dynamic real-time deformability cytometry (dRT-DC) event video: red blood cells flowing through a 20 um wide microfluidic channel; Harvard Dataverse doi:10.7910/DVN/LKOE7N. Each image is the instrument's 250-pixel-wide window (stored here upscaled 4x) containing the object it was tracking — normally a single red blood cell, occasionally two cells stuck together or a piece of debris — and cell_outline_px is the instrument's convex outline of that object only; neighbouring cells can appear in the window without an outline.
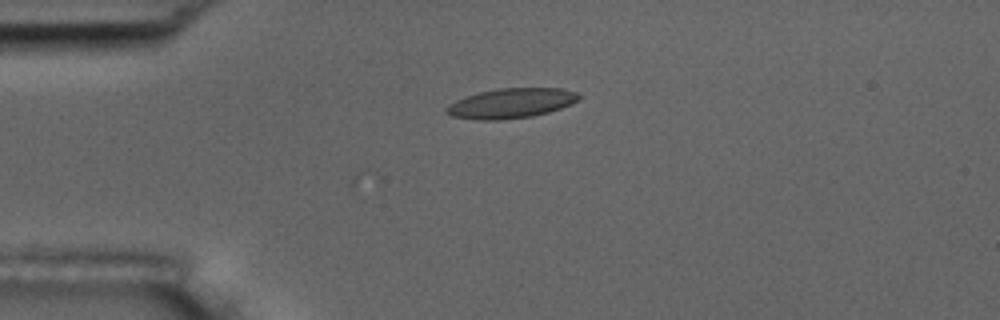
{"species": "common noctule bat (a hibernating species)", "species_latin": "Nyctalus noctula", "temperature_condition": "room temperature", "stored_images_in_passage": 8, "camera_frame_rate_fps": 3000, "um_per_image_px": 0.085, "animal": {"sex": "male", "body_mass_g": 17.5, "forearm_length_mm": 52.3}, "frame": {"image": 1, "passage_image": 4, "time_ms": 3.333, "image_size_px": [1000, 320], "cell_outline_px": [[580, 96], [576, 100], [560, 108], [548, 112], [532, 116], [500, 120], [476, 120], [452, 116], [444, 112], [444, 108], [448, 104], [456, 100], [480, 92], [496, 88], [560, 88], [576, 92]], "centroid_in_image_um": [43.37, 8.78], "position_along_channel_um": 41.6, "area_um2": 22.89}}